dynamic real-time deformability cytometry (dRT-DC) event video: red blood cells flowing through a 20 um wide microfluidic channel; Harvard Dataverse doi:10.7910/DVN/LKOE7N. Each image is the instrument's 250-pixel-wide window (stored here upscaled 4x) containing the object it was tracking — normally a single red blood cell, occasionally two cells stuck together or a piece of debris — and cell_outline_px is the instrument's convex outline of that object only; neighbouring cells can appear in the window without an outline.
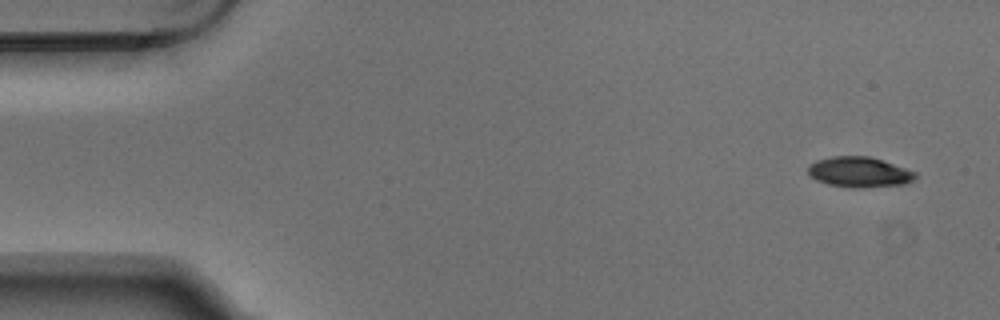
{"species": "Egyptian fruit bat (a non-hibernating species)", "species_latin": "Rousettus aegyptiacus", "temperature_condition": "warm", "stored_images_in_passage": 6, "camera_frame_rate_fps": 3000, "um_per_image_px": 0.085, "animal": {"sex": "male"}, "frame": {"image": 1, "passage_image": 1, "time_ms": 0.0, "image_size_px": [1000, 320], "cell_outline_px": [[916, 180], [904, 184], [860, 188], [852, 188], [828, 184], [816, 180], [808, 172], [808, 168], [816, 160], [832, 156], [868, 156], [916, 172]], "centroid_in_image_um": [73.04, 14.64], "position_along_channel_um": 12.0, "area_um2": 18.79}}
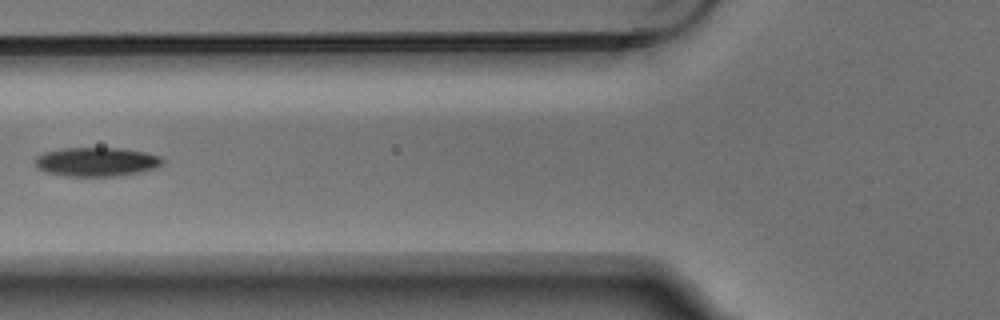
{"frame": {"image": 2, "passage_image": 5, "time_ms": 1.333, "image_size_px": [1000, 320], "cell_outline_px": [[164, 160], [156, 168], [136, 172], [112, 176], [68, 176], [48, 172], [36, 168], [32, 160], [36, 156], [44, 152], [64, 148], [124, 148], [144, 152], [160, 156]], "centroid_in_image_um": [8.14, 13.74], "position_along_channel_um": 117.7, "area_um2": 21.44}}
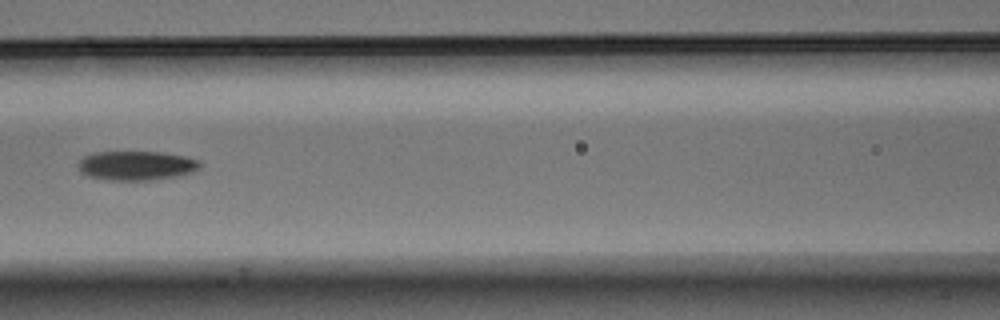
{"frame": {"image": 3, "passage_image": 6, "time_ms": 1.667, "image_size_px": [1000, 320], "cell_outline_px": [[200, 168], [196, 172], [180, 176], [152, 180], [108, 180], [88, 176], [80, 172], [76, 164], [84, 156], [92, 152], [160, 152], [184, 156], [200, 160]], "centroid_in_image_um": [11.6, 14.08], "position_along_channel_um": 155.0, "area_um2": 21.1}}